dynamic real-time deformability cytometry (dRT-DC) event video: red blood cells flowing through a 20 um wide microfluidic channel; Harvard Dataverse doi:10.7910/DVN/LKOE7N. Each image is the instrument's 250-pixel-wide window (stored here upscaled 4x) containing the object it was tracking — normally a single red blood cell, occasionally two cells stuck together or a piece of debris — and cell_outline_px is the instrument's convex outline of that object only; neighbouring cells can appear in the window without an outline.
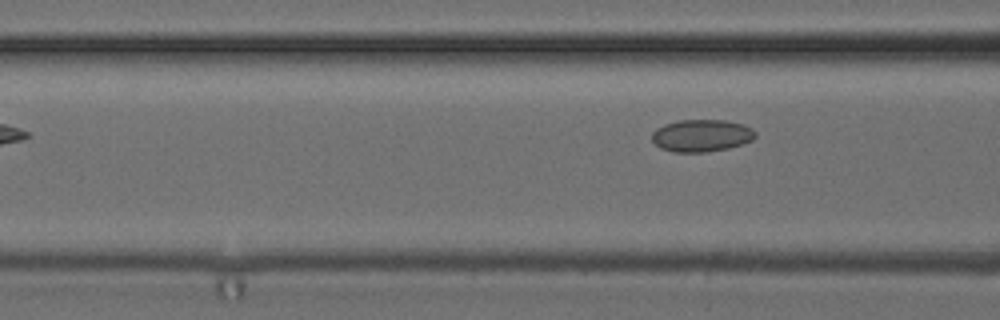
{"species": "common noctule bat (a hibernating species)", "species_latin": "Nyctalus noctula", "temperature_condition": "cold", "stored_images_in_passage": 5, "camera_frame_rate_fps": 3000, "um_per_image_px": 0.085, "animal": {"sex": "female", "body_mass_g": 24.6, "forearm_length_mm": 56.2}, "frame": {"image": 1, "passage_image": 5, "time_ms": 5.0, "image_size_px": [1000, 320], "cell_outline_px": [[756, 136], [752, 140], [728, 148], [704, 152], [672, 152], [660, 148], [652, 140], [652, 132], [656, 128], [664, 124], [676, 120], [724, 120], [744, 124], [752, 128], [756, 132]], "centroid_in_image_um": [59.61, 11.51], "position_along_channel_um": 107.0, "area_um2": 19.54}}